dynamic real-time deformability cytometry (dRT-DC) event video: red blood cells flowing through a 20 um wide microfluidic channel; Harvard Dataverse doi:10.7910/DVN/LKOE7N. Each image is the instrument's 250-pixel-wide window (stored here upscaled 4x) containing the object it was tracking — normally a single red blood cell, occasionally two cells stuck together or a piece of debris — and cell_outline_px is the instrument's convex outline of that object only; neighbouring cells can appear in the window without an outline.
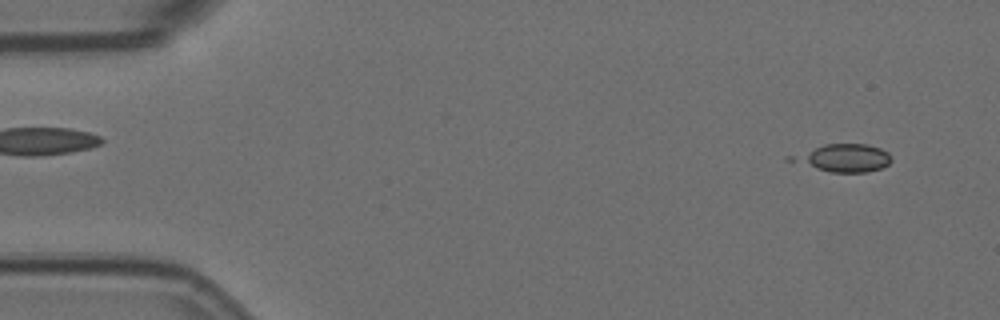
{"species": "Egyptian fruit bat (a non-hibernating species)", "species_latin": "Rousettus aegyptiacus", "temperature_condition": "room temperature", "stored_images_in_passage": 11, "camera_frame_rate_fps": 3000, "um_per_image_px": 0.085, "animal": {"sex": "female"}, "frame": {"image": 1, "passage_image": 4, "time_ms": 1.0, "image_size_px": [1000, 320], "cell_outline_px": [[892, 160], [888, 164], [880, 168], [868, 172], [832, 172], [816, 168], [804, 160], [804, 156], [816, 148], [824, 144], [868, 144], [880, 148], [888, 152], [892, 156]], "centroid_in_image_um": [72.11, 13.42], "position_along_channel_um": 12.9, "area_um2": 14.45}}